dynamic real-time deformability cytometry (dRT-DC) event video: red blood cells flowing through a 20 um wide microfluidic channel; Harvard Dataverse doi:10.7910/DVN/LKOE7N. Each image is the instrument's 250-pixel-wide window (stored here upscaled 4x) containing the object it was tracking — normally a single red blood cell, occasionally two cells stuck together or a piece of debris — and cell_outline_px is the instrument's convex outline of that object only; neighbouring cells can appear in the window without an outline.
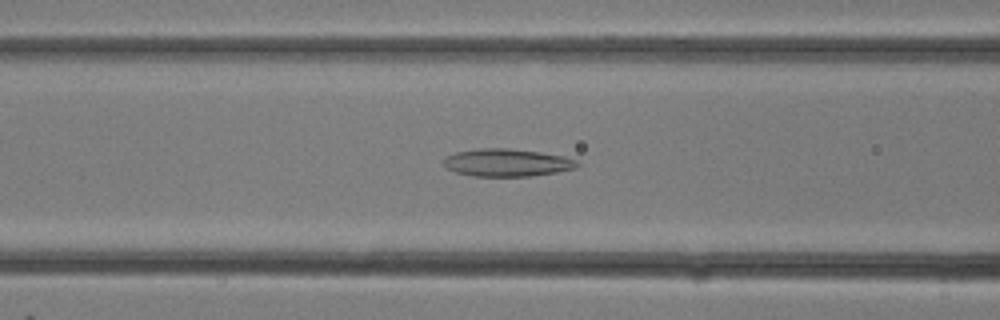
{"species": "common noctule bat (a hibernating species)", "species_latin": "Nyctalus noctula", "temperature_condition": "room temperature", "stored_images_in_passage": 29, "camera_frame_rate_fps": 3000, "um_per_image_px": 0.085, "animal": {"sex": "female"}, "frame": {"image": 1, "passage_image": 11, "time_ms": 3.333, "image_size_px": [1000, 320], "cell_outline_px": [[580, 164], [576, 168], [556, 172], [532, 176], [472, 176], [456, 172], [448, 168], [440, 160], [456, 152], [480, 148], [508, 148], [540, 152], [564, 156], [576, 160]], "centroid_in_image_um": [43.1, 13.82], "position_along_channel_um": 123.5, "area_um2": 21.5}}
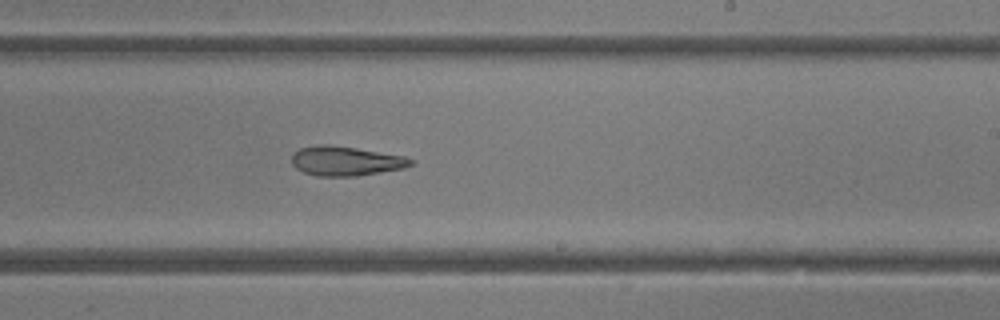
{"frame": {"image": 2, "passage_image": 17, "time_ms": 5.333, "image_size_px": [1000, 320], "cell_outline_px": [[416, 160], [412, 164], [404, 168], [356, 176], [316, 176], [304, 172], [296, 168], [292, 164], [292, 152], [300, 148], [320, 144], [328, 144], [356, 148], [404, 156]], "centroid_in_image_um": [29.37, 13.68], "position_along_channel_um": 259.6, "area_um2": 20.46}}
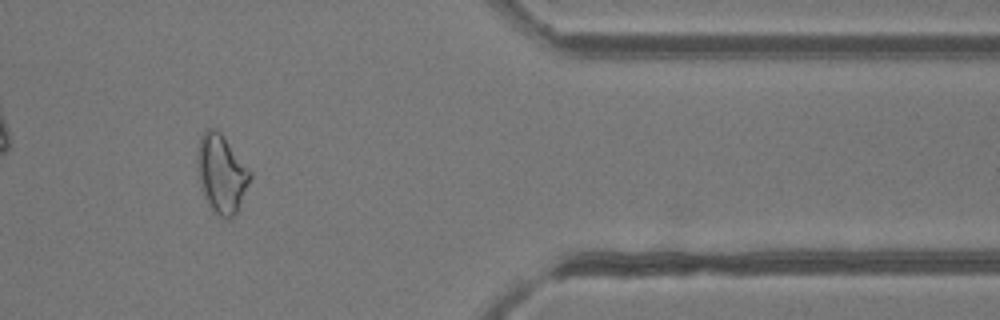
{"frame": {"image": 3, "passage_image": 24, "time_ms": 7.667, "image_size_px": [1000, 320], "cell_outline_px": [[252, 176], [236, 212], [228, 220], [224, 220], [208, 204], [200, 184], [196, 168], [196, 160], [200, 136], [204, 128], [216, 128], [224, 136], [252, 172]], "centroid_in_image_um": [18.81, 14.71], "position_along_channel_um": 392.6, "area_um2": 24.1}}